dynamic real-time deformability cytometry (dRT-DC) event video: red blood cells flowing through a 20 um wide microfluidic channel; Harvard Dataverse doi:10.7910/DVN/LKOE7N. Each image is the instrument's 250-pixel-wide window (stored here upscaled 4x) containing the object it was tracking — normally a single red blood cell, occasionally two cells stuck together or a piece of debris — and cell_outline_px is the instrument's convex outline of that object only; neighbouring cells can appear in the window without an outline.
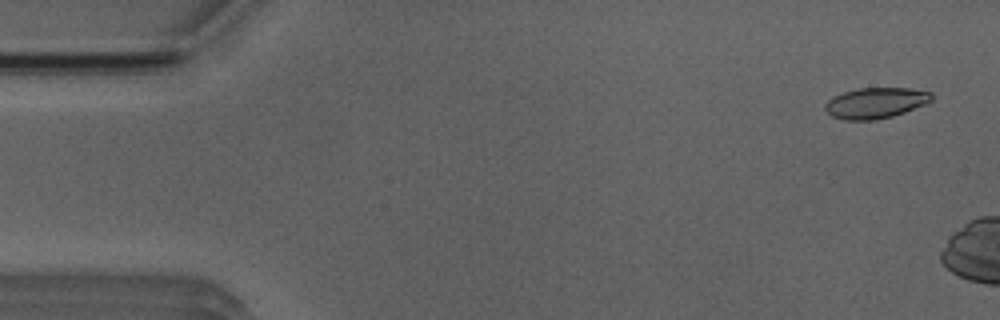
{"species": "Egyptian fruit bat (a non-hibernating species)", "species_latin": "Rousettus aegyptiacus", "temperature_condition": "room temperature", "stored_images_in_passage": 7, "camera_frame_rate_fps": 3000, "um_per_image_px": 0.085, "animal": {"sex": "male"}, "frame": {"image": 1, "passage_image": 3, "time_ms": 0.667, "image_size_px": [1000, 320], "cell_outline_px": [[932, 100], [924, 104], [904, 112], [892, 116], [876, 120], [844, 120], [832, 116], [824, 108], [824, 104], [832, 96], [856, 88], [908, 88], [932, 92]], "centroid_in_image_um": [74.39, 8.75], "position_along_channel_um": 10.6, "area_um2": 19.07}}